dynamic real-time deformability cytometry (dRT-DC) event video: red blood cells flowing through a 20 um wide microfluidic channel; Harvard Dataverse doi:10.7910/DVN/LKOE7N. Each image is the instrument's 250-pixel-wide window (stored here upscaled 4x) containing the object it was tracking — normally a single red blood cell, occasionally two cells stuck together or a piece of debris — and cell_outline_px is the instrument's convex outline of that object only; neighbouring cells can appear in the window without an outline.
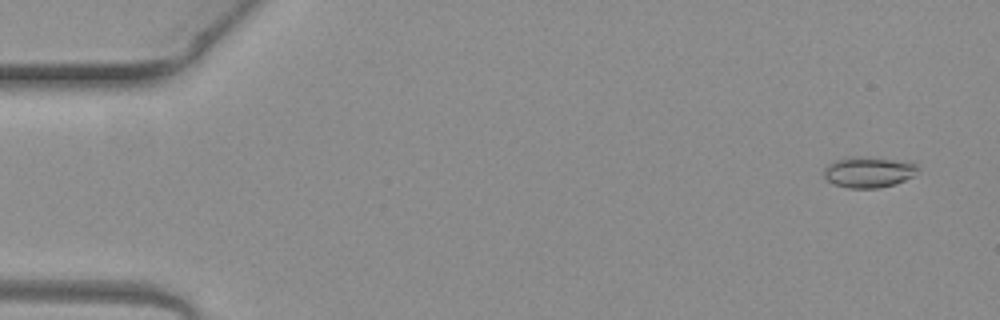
{"species": "common noctule bat (a hibernating species)", "species_latin": "Nyctalus noctula", "temperature_condition": "warm", "stored_images_in_passage": 7, "camera_frame_rate_fps": 3000, "um_per_image_px": 0.085, "animal": {"sex": "female", "body_mass_g": 19.3, "forearm_length_mm": 54.1}, "frame": {"image": 1, "passage_image": 1, "time_ms": 0.0, "image_size_px": [1000, 320], "cell_outline_px": [[916, 168], [912, 176], [896, 184], [880, 188], [848, 188], [836, 184], [828, 180], [824, 176], [824, 168], [828, 164], [844, 156], [856, 156], [892, 160], [916, 164]], "centroid_in_image_um": [73.75, 14.63], "position_along_channel_um": 11.2, "area_um2": 16.53}}
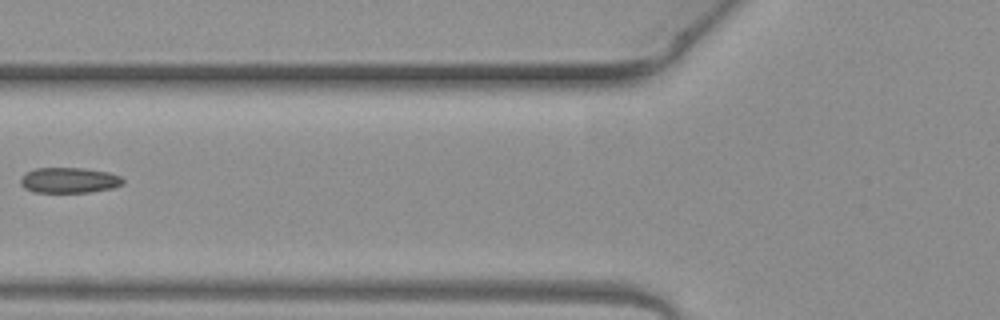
{"frame": {"image": 2, "passage_image": 6, "time_ms": 1.667, "image_size_px": [1000, 320], "cell_outline_px": [[124, 184], [112, 188], [88, 192], [32, 192], [24, 188], [20, 184], [20, 176], [36, 168], [80, 168], [108, 172], [120, 176], [124, 180]], "centroid_in_image_um": [5.86, 15.32], "position_along_channel_um": 119.9, "area_um2": 15.2}}
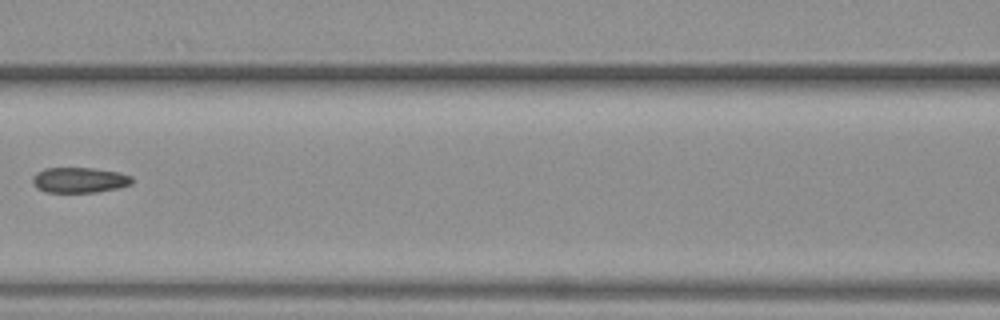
{"frame": {"image": 3, "passage_image": 7, "time_ms": 2.0, "image_size_px": [1000, 320], "cell_outline_px": [[132, 184], [120, 188], [96, 192], [44, 192], [36, 188], [32, 180], [32, 176], [36, 172], [44, 168], [92, 168], [120, 172], [132, 176]], "centroid_in_image_um": [6.75, 15.3], "position_along_channel_um": 159.9, "area_um2": 14.91}}